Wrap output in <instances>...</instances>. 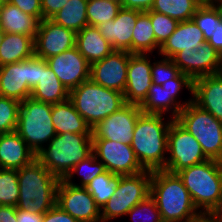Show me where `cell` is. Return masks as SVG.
<instances>
[{
	"label": "cell",
	"mask_w": 222,
	"mask_h": 222,
	"mask_svg": "<svg viewBox=\"0 0 222 222\" xmlns=\"http://www.w3.org/2000/svg\"><path fill=\"white\" fill-rule=\"evenodd\" d=\"M162 114L138 116L133 131L131 147L144 170H164L168 153V131L174 120L165 121ZM165 123V124H164Z\"/></svg>",
	"instance_id": "1"
},
{
	"label": "cell",
	"mask_w": 222,
	"mask_h": 222,
	"mask_svg": "<svg viewBox=\"0 0 222 222\" xmlns=\"http://www.w3.org/2000/svg\"><path fill=\"white\" fill-rule=\"evenodd\" d=\"M150 196L163 222H190L201 214L177 174L165 170L152 171Z\"/></svg>",
	"instance_id": "2"
},
{
	"label": "cell",
	"mask_w": 222,
	"mask_h": 222,
	"mask_svg": "<svg viewBox=\"0 0 222 222\" xmlns=\"http://www.w3.org/2000/svg\"><path fill=\"white\" fill-rule=\"evenodd\" d=\"M19 199L16 208L45 214L56 205L60 182L36 158L17 170Z\"/></svg>",
	"instance_id": "3"
},
{
	"label": "cell",
	"mask_w": 222,
	"mask_h": 222,
	"mask_svg": "<svg viewBox=\"0 0 222 222\" xmlns=\"http://www.w3.org/2000/svg\"><path fill=\"white\" fill-rule=\"evenodd\" d=\"M176 174L201 214H212L219 207L222 202V161L208 159Z\"/></svg>",
	"instance_id": "4"
},
{
	"label": "cell",
	"mask_w": 222,
	"mask_h": 222,
	"mask_svg": "<svg viewBox=\"0 0 222 222\" xmlns=\"http://www.w3.org/2000/svg\"><path fill=\"white\" fill-rule=\"evenodd\" d=\"M47 145L36 154V159L60 180L93 153L92 134H56Z\"/></svg>",
	"instance_id": "5"
},
{
	"label": "cell",
	"mask_w": 222,
	"mask_h": 222,
	"mask_svg": "<svg viewBox=\"0 0 222 222\" xmlns=\"http://www.w3.org/2000/svg\"><path fill=\"white\" fill-rule=\"evenodd\" d=\"M69 100L91 129L126 104L123 93L90 79L70 90Z\"/></svg>",
	"instance_id": "6"
},
{
	"label": "cell",
	"mask_w": 222,
	"mask_h": 222,
	"mask_svg": "<svg viewBox=\"0 0 222 222\" xmlns=\"http://www.w3.org/2000/svg\"><path fill=\"white\" fill-rule=\"evenodd\" d=\"M53 104L37 101L31 97L20 102L16 132L36 155L55 136L52 122Z\"/></svg>",
	"instance_id": "7"
},
{
	"label": "cell",
	"mask_w": 222,
	"mask_h": 222,
	"mask_svg": "<svg viewBox=\"0 0 222 222\" xmlns=\"http://www.w3.org/2000/svg\"><path fill=\"white\" fill-rule=\"evenodd\" d=\"M175 120L199 142L209 159L222 161V122L193 101Z\"/></svg>",
	"instance_id": "8"
},
{
	"label": "cell",
	"mask_w": 222,
	"mask_h": 222,
	"mask_svg": "<svg viewBox=\"0 0 222 222\" xmlns=\"http://www.w3.org/2000/svg\"><path fill=\"white\" fill-rule=\"evenodd\" d=\"M151 176L149 170L135 175H120L118 187L101 209V222L126 216L135 205L150 196Z\"/></svg>",
	"instance_id": "9"
},
{
	"label": "cell",
	"mask_w": 222,
	"mask_h": 222,
	"mask_svg": "<svg viewBox=\"0 0 222 222\" xmlns=\"http://www.w3.org/2000/svg\"><path fill=\"white\" fill-rule=\"evenodd\" d=\"M168 156L164 170L173 174L209 159L199 142L175 119L168 131Z\"/></svg>",
	"instance_id": "10"
},
{
	"label": "cell",
	"mask_w": 222,
	"mask_h": 222,
	"mask_svg": "<svg viewBox=\"0 0 222 222\" xmlns=\"http://www.w3.org/2000/svg\"><path fill=\"white\" fill-rule=\"evenodd\" d=\"M93 153L106 170L116 175H135L145 171L131 145L108 139H92Z\"/></svg>",
	"instance_id": "11"
},
{
	"label": "cell",
	"mask_w": 222,
	"mask_h": 222,
	"mask_svg": "<svg viewBox=\"0 0 222 222\" xmlns=\"http://www.w3.org/2000/svg\"><path fill=\"white\" fill-rule=\"evenodd\" d=\"M171 59L192 80L222 73V56L207 41L194 49L182 50Z\"/></svg>",
	"instance_id": "12"
},
{
	"label": "cell",
	"mask_w": 222,
	"mask_h": 222,
	"mask_svg": "<svg viewBox=\"0 0 222 222\" xmlns=\"http://www.w3.org/2000/svg\"><path fill=\"white\" fill-rule=\"evenodd\" d=\"M56 205L79 222H101V209L85 187H78L60 180Z\"/></svg>",
	"instance_id": "13"
},
{
	"label": "cell",
	"mask_w": 222,
	"mask_h": 222,
	"mask_svg": "<svg viewBox=\"0 0 222 222\" xmlns=\"http://www.w3.org/2000/svg\"><path fill=\"white\" fill-rule=\"evenodd\" d=\"M141 113L140 105L126 103L92 128V139H108L131 145L134 127Z\"/></svg>",
	"instance_id": "14"
},
{
	"label": "cell",
	"mask_w": 222,
	"mask_h": 222,
	"mask_svg": "<svg viewBox=\"0 0 222 222\" xmlns=\"http://www.w3.org/2000/svg\"><path fill=\"white\" fill-rule=\"evenodd\" d=\"M131 54L114 50L102 60L90 64V80L123 93L127 84V68Z\"/></svg>",
	"instance_id": "15"
},
{
	"label": "cell",
	"mask_w": 222,
	"mask_h": 222,
	"mask_svg": "<svg viewBox=\"0 0 222 222\" xmlns=\"http://www.w3.org/2000/svg\"><path fill=\"white\" fill-rule=\"evenodd\" d=\"M76 33L51 19L39 23L34 39V55L42 59L58 55L75 47Z\"/></svg>",
	"instance_id": "16"
},
{
	"label": "cell",
	"mask_w": 222,
	"mask_h": 222,
	"mask_svg": "<svg viewBox=\"0 0 222 222\" xmlns=\"http://www.w3.org/2000/svg\"><path fill=\"white\" fill-rule=\"evenodd\" d=\"M46 61L68 91L90 79V63L76 47L51 56Z\"/></svg>",
	"instance_id": "17"
},
{
	"label": "cell",
	"mask_w": 222,
	"mask_h": 222,
	"mask_svg": "<svg viewBox=\"0 0 222 222\" xmlns=\"http://www.w3.org/2000/svg\"><path fill=\"white\" fill-rule=\"evenodd\" d=\"M150 55L132 53L127 68V84L123 92L126 103L141 105L152 86Z\"/></svg>",
	"instance_id": "18"
},
{
	"label": "cell",
	"mask_w": 222,
	"mask_h": 222,
	"mask_svg": "<svg viewBox=\"0 0 222 222\" xmlns=\"http://www.w3.org/2000/svg\"><path fill=\"white\" fill-rule=\"evenodd\" d=\"M141 11L122 8L114 20L98 25L100 34L114 50L131 53L132 34Z\"/></svg>",
	"instance_id": "19"
},
{
	"label": "cell",
	"mask_w": 222,
	"mask_h": 222,
	"mask_svg": "<svg viewBox=\"0 0 222 222\" xmlns=\"http://www.w3.org/2000/svg\"><path fill=\"white\" fill-rule=\"evenodd\" d=\"M0 96L19 102L31 96L29 58L0 66Z\"/></svg>",
	"instance_id": "20"
},
{
	"label": "cell",
	"mask_w": 222,
	"mask_h": 222,
	"mask_svg": "<svg viewBox=\"0 0 222 222\" xmlns=\"http://www.w3.org/2000/svg\"><path fill=\"white\" fill-rule=\"evenodd\" d=\"M193 102L222 122V73L193 80Z\"/></svg>",
	"instance_id": "21"
},
{
	"label": "cell",
	"mask_w": 222,
	"mask_h": 222,
	"mask_svg": "<svg viewBox=\"0 0 222 222\" xmlns=\"http://www.w3.org/2000/svg\"><path fill=\"white\" fill-rule=\"evenodd\" d=\"M36 155L16 132L2 133L0 138V168L20 169L30 164Z\"/></svg>",
	"instance_id": "22"
},
{
	"label": "cell",
	"mask_w": 222,
	"mask_h": 222,
	"mask_svg": "<svg viewBox=\"0 0 222 222\" xmlns=\"http://www.w3.org/2000/svg\"><path fill=\"white\" fill-rule=\"evenodd\" d=\"M179 93L180 92L168 91L166 88H162V85L153 83L149 88L147 98L140 105L142 113L165 115L171 111L169 112L172 115H170V117L176 119L181 110L193 101V98L185 102L178 101Z\"/></svg>",
	"instance_id": "23"
},
{
	"label": "cell",
	"mask_w": 222,
	"mask_h": 222,
	"mask_svg": "<svg viewBox=\"0 0 222 222\" xmlns=\"http://www.w3.org/2000/svg\"><path fill=\"white\" fill-rule=\"evenodd\" d=\"M206 42L203 32L194 21L187 20L179 22L173 34L160 47L159 55L172 58L182 50H190Z\"/></svg>",
	"instance_id": "24"
},
{
	"label": "cell",
	"mask_w": 222,
	"mask_h": 222,
	"mask_svg": "<svg viewBox=\"0 0 222 222\" xmlns=\"http://www.w3.org/2000/svg\"><path fill=\"white\" fill-rule=\"evenodd\" d=\"M30 97L51 104L62 103L69 99V91L59 81L45 59L40 58L39 82L31 91Z\"/></svg>",
	"instance_id": "25"
},
{
	"label": "cell",
	"mask_w": 222,
	"mask_h": 222,
	"mask_svg": "<svg viewBox=\"0 0 222 222\" xmlns=\"http://www.w3.org/2000/svg\"><path fill=\"white\" fill-rule=\"evenodd\" d=\"M75 47L90 64L102 60L114 51L111 43L100 34L98 27L90 25L76 33Z\"/></svg>",
	"instance_id": "26"
},
{
	"label": "cell",
	"mask_w": 222,
	"mask_h": 222,
	"mask_svg": "<svg viewBox=\"0 0 222 222\" xmlns=\"http://www.w3.org/2000/svg\"><path fill=\"white\" fill-rule=\"evenodd\" d=\"M40 21L22 12L18 7L5 2L0 9V28L5 33L31 36L35 39Z\"/></svg>",
	"instance_id": "27"
},
{
	"label": "cell",
	"mask_w": 222,
	"mask_h": 222,
	"mask_svg": "<svg viewBox=\"0 0 222 222\" xmlns=\"http://www.w3.org/2000/svg\"><path fill=\"white\" fill-rule=\"evenodd\" d=\"M51 116L56 134L68 132L76 134H92L91 127L77 112L73 103L69 99L62 103L53 104Z\"/></svg>",
	"instance_id": "28"
},
{
	"label": "cell",
	"mask_w": 222,
	"mask_h": 222,
	"mask_svg": "<svg viewBox=\"0 0 222 222\" xmlns=\"http://www.w3.org/2000/svg\"><path fill=\"white\" fill-rule=\"evenodd\" d=\"M34 55L31 36L5 33L0 45V66L24 61Z\"/></svg>",
	"instance_id": "29"
},
{
	"label": "cell",
	"mask_w": 222,
	"mask_h": 222,
	"mask_svg": "<svg viewBox=\"0 0 222 222\" xmlns=\"http://www.w3.org/2000/svg\"><path fill=\"white\" fill-rule=\"evenodd\" d=\"M88 0H69L68 3L50 19L67 29L78 33L88 25Z\"/></svg>",
	"instance_id": "30"
},
{
	"label": "cell",
	"mask_w": 222,
	"mask_h": 222,
	"mask_svg": "<svg viewBox=\"0 0 222 222\" xmlns=\"http://www.w3.org/2000/svg\"><path fill=\"white\" fill-rule=\"evenodd\" d=\"M160 47L155 40L150 16L146 12H141L132 34L131 53L152 54L155 49L159 52Z\"/></svg>",
	"instance_id": "31"
},
{
	"label": "cell",
	"mask_w": 222,
	"mask_h": 222,
	"mask_svg": "<svg viewBox=\"0 0 222 222\" xmlns=\"http://www.w3.org/2000/svg\"><path fill=\"white\" fill-rule=\"evenodd\" d=\"M119 182L120 175L106 171L96 176L85 188L94 198L96 205L102 209V207L114 194Z\"/></svg>",
	"instance_id": "32"
},
{
	"label": "cell",
	"mask_w": 222,
	"mask_h": 222,
	"mask_svg": "<svg viewBox=\"0 0 222 222\" xmlns=\"http://www.w3.org/2000/svg\"><path fill=\"white\" fill-rule=\"evenodd\" d=\"M197 8L191 0H154L151 10L182 22L191 20Z\"/></svg>",
	"instance_id": "33"
},
{
	"label": "cell",
	"mask_w": 222,
	"mask_h": 222,
	"mask_svg": "<svg viewBox=\"0 0 222 222\" xmlns=\"http://www.w3.org/2000/svg\"><path fill=\"white\" fill-rule=\"evenodd\" d=\"M121 9L119 0H88V25L97 27L101 23L114 20Z\"/></svg>",
	"instance_id": "34"
},
{
	"label": "cell",
	"mask_w": 222,
	"mask_h": 222,
	"mask_svg": "<svg viewBox=\"0 0 222 222\" xmlns=\"http://www.w3.org/2000/svg\"><path fill=\"white\" fill-rule=\"evenodd\" d=\"M106 167L96 158V155L92 153L86 159L80 161L75 165L68 175L63 179L66 183L70 185H75L78 187H86L96 176L106 172ZM78 173L81 175V184L73 183L72 178L74 174Z\"/></svg>",
	"instance_id": "35"
},
{
	"label": "cell",
	"mask_w": 222,
	"mask_h": 222,
	"mask_svg": "<svg viewBox=\"0 0 222 222\" xmlns=\"http://www.w3.org/2000/svg\"><path fill=\"white\" fill-rule=\"evenodd\" d=\"M192 20L203 32L205 40L208 41L216 26H219L222 21V9L214 1L209 5L198 7Z\"/></svg>",
	"instance_id": "36"
},
{
	"label": "cell",
	"mask_w": 222,
	"mask_h": 222,
	"mask_svg": "<svg viewBox=\"0 0 222 222\" xmlns=\"http://www.w3.org/2000/svg\"><path fill=\"white\" fill-rule=\"evenodd\" d=\"M19 193L17 170L0 168V205L16 207Z\"/></svg>",
	"instance_id": "37"
},
{
	"label": "cell",
	"mask_w": 222,
	"mask_h": 222,
	"mask_svg": "<svg viewBox=\"0 0 222 222\" xmlns=\"http://www.w3.org/2000/svg\"><path fill=\"white\" fill-rule=\"evenodd\" d=\"M20 102L0 96V132L16 131Z\"/></svg>",
	"instance_id": "38"
},
{
	"label": "cell",
	"mask_w": 222,
	"mask_h": 222,
	"mask_svg": "<svg viewBox=\"0 0 222 222\" xmlns=\"http://www.w3.org/2000/svg\"><path fill=\"white\" fill-rule=\"evenodd\" d=\"M146 13L150 16L154 29L155 40L160 46H162L173 34L179 24V21L152 10L147 11Z\"/></svg>",
	"instance_id": "39"
},
{
	"label": "cell",
	"mask_w": 222,
	"mask_h": 222,
	"mask_svg": "<svg viewBox=\"0 0 222 222\" xmlns=\"http://www.w3.org/2000/svg\"><path fill=\"white\" fill-rule=\"evenodd\" d=\"M126 215L134 222H163L158 207L151 196L135 205Z\"/></svg>",
	"instance_id": "40"
},
{
	"label": "cell",
	"mask_w": 222,
	"mask_h": 222,
	"mask_svg": "<svg viewBox=\"0 0 222 222\" xmlns=\"http://www.w3.org/2000/svg\"><path fill=\"white\" fill-rule=\"evenodd\" d=\"M156 61L151 66L152 82L156 85H163L181 72L171 58L161 57L160 61Z\"/></svg>",
	"instance_id": "41"
},
{
	"label": "cell",
	"mask_w": 222,
	"mask_h": 222,
	"mask_svg": "<svg viewBox=\"0 0 222 222\" xmlns=\"http://www.w3.org/2000/svg\"><path fill=\"white\" fill-rule=\"evenodd\" d=\"M22 12L42 20L41 0H8Z\"/></svg>",
	"instance_id": "42"
},
{
	"label": "cell",
	"mask_w": 222,
	"mask_h": 222,
	"mask_svg": "<svg viewBox=\"0 0 222 222\" xmlns=\"http://www.w3.org/2000/svg\"><path fill=\"white\" fill-rule=\"evenodd\" d=\"M186 88L193 95V80L184 73H179L174 79H171L163 83L162 88H166L168 91L180 92L181 89Z\"/></svg>",
	"instance_id": "43"
},
{
	"label": "cell",
	"mask_w": 222,
	"mask_h": 222,
	"mask_svg": "<svg viewBox=\"0 0 222 222\" xmlns=\"http://www.w3.org/2000/svg\"><path fill=\"white\" fill-rule=\"evenodd\" d=\"M43 222H79V221L73 218L67 212L63 211L60 207L55 205L44 214Z\"/></svg>",
	"instance_id": "44"
},
{
	"label": "cell",
	"mask_w": 222,
	"mask_h": 222,
	"mask_svg": "<svg viewBox=\"0 0 222 222\" xmlns=\"http://www.w3.org/2000/svg\"><path fill=\"white\" fill-rule=\"evenodd\" d=\"M68 1L69 0H41L42 20L53 17Z\"/></svg>",
	"instance_id": "45"
},
{
	"label": "cell",
	"mask_w": 222,
	"mask_h": 222,
	"mask_svg": "<svg viewBox=\"0 0 222 222\" xmlns=\"http://www.w3.org/2000/svg\"><path fill=\"white\" fill-rule=\"evenodd\" d=\"M122 8L138 10L141 12L150 11L154 0H119Z\"/></svg>",
	"instance_id": "46"
},
{
	"label": "cell",
	"mask_w": 222,
	"mask_h": 222,
	"mask_svg": "<svg viewBox=\"0 0 222 222\" xmlns=\"http://www.w3.org/2000/svg\"><path fill=\"white\" fill-rule=\"evenodd\" d=\"M30 68V90L32 91L39 82L40 76V57L33 55L29 58Z\"/></svg>",
	"instance_id": "47"
},
{
	"label": "cell",
	"mask_w": 222,
	"mask_h": 222,
	"mask_svg": "<svg viewBox=\"0 0 222 222\" xmlns=\"http://www.w3.org/2000/svg\"><path fill=\"white\" fill-rule=\"evenodd\" d=\"M17 222H43V214L33 212V211H26L17 209Z\"/></svg>",
	"instance_id": "48"
},
{
	"label": "cell",
	"mask_w": 222,
	"mask_h": 222,
	"mask_svg": "<svg viewBox=\"0 0 222 222\" xmlns=\"http://www.w3.org/2000/svg\"><path fill=\"white\" fill-rule=\"evenodd\" d=\"M207 42L222 56V21Z\"/></svg>",
	"instance_id": "49"
},
{
	"label": "cell",
	"mask_w": 222,
	"mask_h": 222,
	"mask_svg": "<svg viewBox=\"0 0 222 222\" xmlns=\"http://www.w3.org/2000/svg\"><path fill=\"white\" fill-rule=\"evenodd\" d=\"M15 206L0 205V222H17Z\"/></svg>",
	"instance_id": "50"
},
{
	"label": "cell",
	"mask_w": 222,
	"mask_h": 222,
	"mask_svg": "<svg viewBox=\"0 0 222 222\" xmlns=\"http://www.w3.org/2000/svg\"><path fill=\"white\" fill-rule=\"evenodd\" d=\"M190 222H219L213 214H200L194 220Z\"/></svg>",
	"instance_id": "51"
},
{
	"label": "cell",
	"mask_w": 222,
	"mask_h": 222,
	"mask_svg": "<svg viewBox=\"0 0 222 222\" xmlns=\"http://www.w3.org/2000/svg\"><path fill=\"white\" fill-rule=\"evenodd\" d=\"M194 2L198 7L206 6L214 2V0H191Z\"/></svg>",
	"instance_id": "52"
},
{
	"label": "cell",
	"mask_w": 222,
	"mask_h": 222,
	"mask_svg": "<svg viewBox=\"0 0 222 222\" xmlns=\"http://www.w3.org/2000/svg\"><path fill=\"white\" fill-rule=\"evenodd\" d=\"M213 215H222V202L219 207L212 213Z\"/></svg>",
	"instance_id": "53"
},
{
	"label": "cell",
	"mask_w": 222,
	"mask_h": 222,
	"mask_svg": "<svg viewBox=\"0 0 222 222\" xmlns=\"http://www.w3.org/2000/svg\"><path fill=\"white\" fill-rule=\"evenodd\" d=\"M4 35H5V32L0 28V45L2 43Z\"/></svg>",
	"instance_id": "54"
},
{
	"label": "cell",
	"mask_w": 222,
	"mask_h": 222,
	"mask_svg": "<svg viewBox=\"0 0 222 222\" xmlns=\"http://www.w3.org/2000/svg\"><path fill=\"white\" fill-rule=\"evenodd\" d=\"M219 222H222V215H214Z\"/></svg>",
	"instance_id": "55"
},
{
	"label": "cell",
	"mask_w": 222,
	"mask_h": 222,
	"mask_svg": "<svg viewBox=\"0 0 222 222\" xmlns=\"http://www.w3.org/2000/svg\"><path fill=\"white\" fill-rule=\"evenodd\" d=\"M216 3H218V5L221 7L222 9V0H216Z\"/></svg>",
	"instance_id": "56"
},
{
	"label": "cell",
	"mask_w": 222,
	"mask_h": 222,
	"mask_svg": "<svg viewBox=\"0 0 222 222\" xmlns=\"http://www.w3.org/2000/svg\"><path fill=\"white\" fill-rule=\"evenodd\" d=\"M2 3H5V2H7L8 0H0Z\"/></svg>",
	"instance_id": "57"
}]
</instances>
